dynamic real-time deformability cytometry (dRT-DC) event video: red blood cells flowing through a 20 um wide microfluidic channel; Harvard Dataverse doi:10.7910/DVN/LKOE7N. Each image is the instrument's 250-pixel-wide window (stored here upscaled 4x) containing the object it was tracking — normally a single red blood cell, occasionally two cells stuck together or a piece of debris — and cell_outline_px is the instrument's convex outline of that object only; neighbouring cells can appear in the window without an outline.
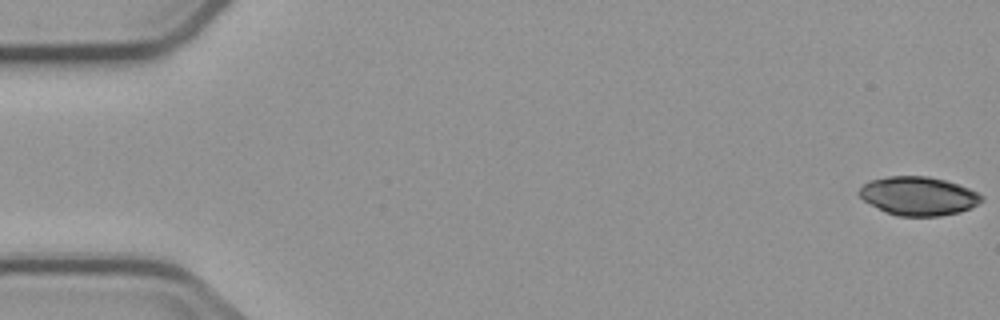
{"species": "common noctule bat (a hibernating species)", "species_latin": "Nyctalus noctula", "temperature_condition": "cold", "stored_images_in_passage": 5, "camera_frame_rate_fps": 3000, "um_per_image_px": 0.085, "animal": {"sex": "male", "body_mass_g": 23.1, "forearm_length_mm": 52.7}, "frame": {"image": 1, "passage_image": 1, "time_ms": 0.0, "image_size_px": [1000, 320], "cell_outline_px": [[984, 200], [960, 212], [940, 216], [896, 216], [884, 212], [864, 200], [860, 196], [860, 188], [868, 180], [888, 176], [928, 176], [944, 180], [968, 188], [984, 196]], "centroid_in_image_um": [78.05, 16.66], "position_along_channel_um": 7.0, "area_um2": 27.46}}